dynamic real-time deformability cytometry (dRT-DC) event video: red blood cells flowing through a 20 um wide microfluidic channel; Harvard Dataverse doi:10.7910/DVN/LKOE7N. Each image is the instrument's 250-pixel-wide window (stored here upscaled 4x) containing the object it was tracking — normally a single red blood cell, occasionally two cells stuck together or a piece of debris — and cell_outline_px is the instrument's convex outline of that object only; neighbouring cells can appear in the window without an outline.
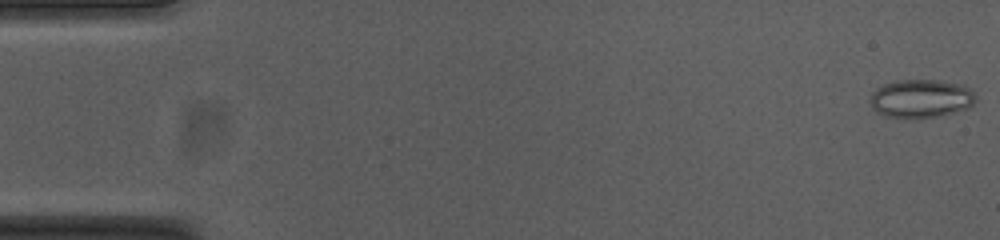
{"species": "common noctule bat (a hibernating species)", "species_latin": "Nyctalus noctula", "temperature_condition": "cold", "stored_images_in_passage": 35, "camera_frame_rate_fps": 3000, "um_per_image_px": 0.085, "animal": {"sex": "female", "body_mass_g": 23.0, "forearm_length_mm": 53.4}, "frame": {"image": 1, "passage_image": 1, "time_ms": 0.0, "image_size_px": [1000, 240], "cell_outline_px": [[976, 100], [968, 108], [936, 116], [916, 120], [904, 120], [888, 116], [872, 108], [868, 100], [872, 92], [876, 88], [884, 84], [896, 80], [936, 80], [964, 84], [972, 92]], "centroid_in_image_um": [78.23, 8.39], "position_along_channel_um": 6.8, "area_um2": 23.93}}
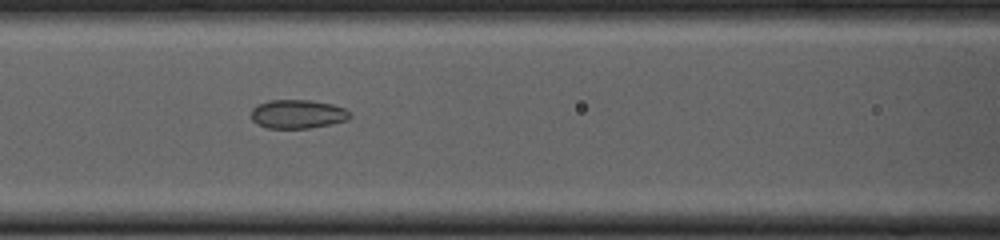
{"frame": {"image": 2, "passage_image": 23, "time_ms": 7.333, "image_size_px": [1000, 240], "cell_outline_px": [[352, 116], [348, 120], [332, 124], [308, 128], [268, 128], [256, 124], [252, 120], [252, 108], [256, 104], [268, 100], [308, 100], [332, 104], [344, 108], [352, 112]], "centroid_in_image_um": [25.31, 9.69], "position_along_channel_um": 141.3, "area_um2": 16.76}}
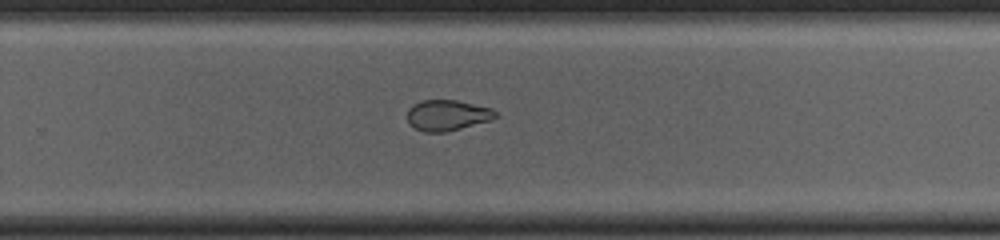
{"frame": {"image": 3, "passage_image": 35, "time_ms": 11.333, "image_size_px": [1000, 240], "cell_outline_px": [[496, 116], [492, 120], [444, 132], [424, 132], [408, 124], [408, 108], [412, 104], [420, 100], [456, 100], [492, 108], [496, 112]], "centroid_in_image_um": [38.0, 9.79], "position_along_channel_um": 291.8, "area_um2": 15.78}}